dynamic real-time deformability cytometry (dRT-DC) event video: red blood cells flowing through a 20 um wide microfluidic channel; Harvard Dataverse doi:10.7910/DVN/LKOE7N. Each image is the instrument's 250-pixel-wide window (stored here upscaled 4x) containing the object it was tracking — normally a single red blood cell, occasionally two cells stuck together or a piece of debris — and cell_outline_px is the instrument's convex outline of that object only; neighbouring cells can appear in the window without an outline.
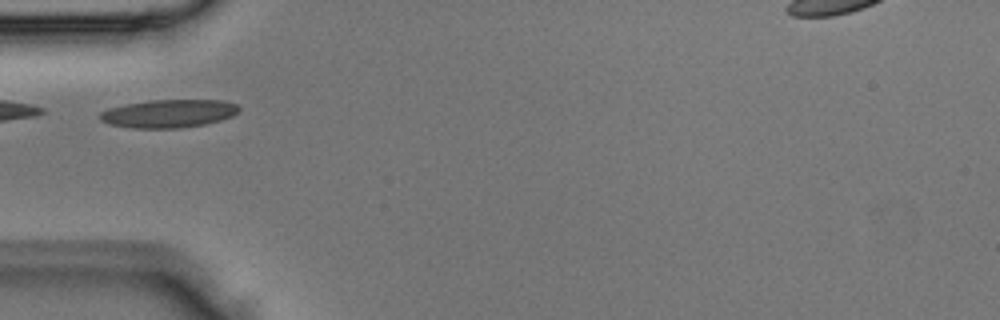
{"species": "Egyptian fruit bat (a non-hibernating species)", "species_latin": "Rousettus aegyptiacus", "temperature_condition": "room temperature", "stored_images_in_passage": 2, "camera_frame_rate_fps": 3000, "um_per_image_px": 0.085, "animal": {"sex": "male"}, "frame": {"image": 1, "passage_image": 2, "time_ms": 0.333, "image_size_px": [1000, 320], "cell_outline_px": [[240, 108], [232, 116], [220, 120], [204, 124], [180, 128], [132, 128], [108, 124], [100, 120], [100, 112], [108, 108], [128, 104], [152, 100], [224, 100], [236, 104]], "centroid_in_image_um": [14.32, 9.65], "position_along_channel_um": 70.7, "area_um2": 22.66}}